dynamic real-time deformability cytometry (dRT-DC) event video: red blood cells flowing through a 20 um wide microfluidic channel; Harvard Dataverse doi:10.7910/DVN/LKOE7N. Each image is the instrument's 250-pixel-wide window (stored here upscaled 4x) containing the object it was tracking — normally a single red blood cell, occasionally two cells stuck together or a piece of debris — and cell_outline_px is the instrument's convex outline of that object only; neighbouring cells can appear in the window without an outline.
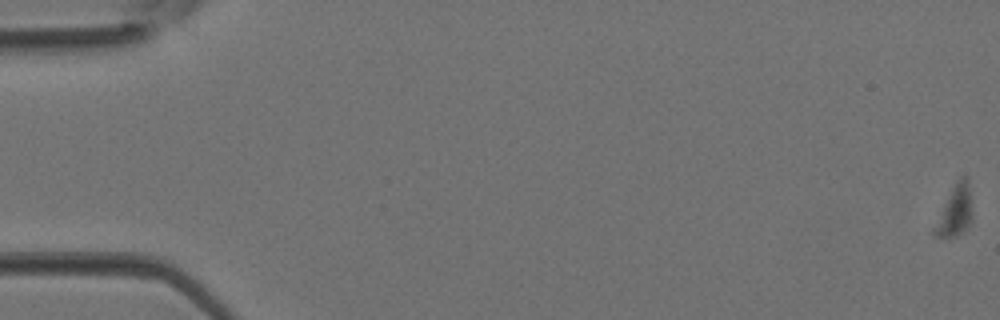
{"species": "Egyptian fruit bat (a non-hibernating species)", "species_latin": "Rousettus aegyptiacus", "temperature_condition": "room temperature", "stored_images_in_passage": 9, "camera_frame_rate_fps": 3000, "um_per_image_px": 0.085, "animal": {"sex": "female"}, "frame": {"image": 1, "passage_image": 1, "time_ms": 0.0, "image_size_px": [1000, 320], "cell_outline_px": [[972, 220], [960, 232], [952, 236], [936, 236], [932, 232], [932, 228], [960, 176], [968, 176]], "centroid_in_image_um": [81.18, 17.92], "position_along_channel_um": 3.8, "area_um2": 10.4}}